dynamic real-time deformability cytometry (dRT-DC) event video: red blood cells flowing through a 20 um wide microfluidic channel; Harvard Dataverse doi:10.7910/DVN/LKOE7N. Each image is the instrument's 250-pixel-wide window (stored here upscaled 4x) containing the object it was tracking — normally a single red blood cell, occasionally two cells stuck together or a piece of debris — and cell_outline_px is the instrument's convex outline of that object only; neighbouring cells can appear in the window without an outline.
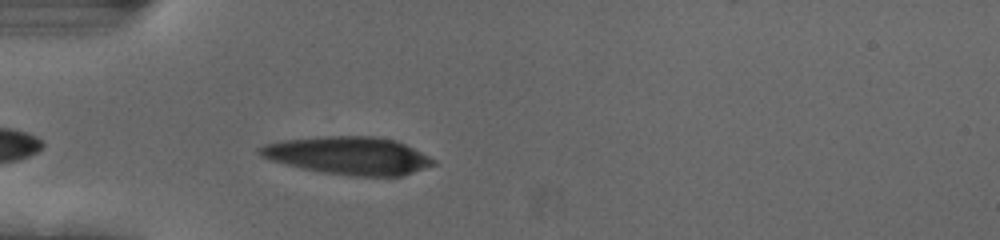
{"species": "human", "species_latin": "Homo sapiens", "temperature_condition": "cold", "stored_images_in_passage": 39, "camera_frame_rate_fps": 3000, "um_per_image_px": 0.085, "donor": {"sex": "female"}, "frame": {"image": 1, "passage_image": 3, "time_ms": 0.667, "image_size_px": [1000, 240], "cell_outline_px": [[436, 164], [400, 176], [352, 176], [324, 172], [300, 168], [272, 160], [260, 156], [256, 152], [256, 148], [264, 144], [280, 140], [324, 136], [372, 136], [396, 140], [436, 160]], "centroid_in_image_um": [29.56, 13.22], "position_along_channel_um": 55.4, "area_um2": 38.09}}
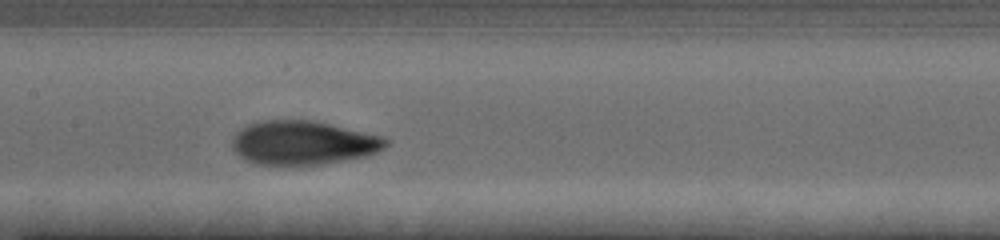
{"frame": {"image": 2, "passage_image": 14, "time_ms": 4.333, "image_size_px": [1000, 240], "cell_outline_px": [[388, 144], [384, 148], [376, 152], [364, 156], [316, 164], [256, 164], [240, 156], [232, 148], [232, 140], [248, 124], [264, 120], [308, 120], [328, 124], [380, 136], [388, 140]], "centroid_in_image_um": [25.74, 12.13], "position_along_channel_um": 181.7, "area_um2": 38.15}}
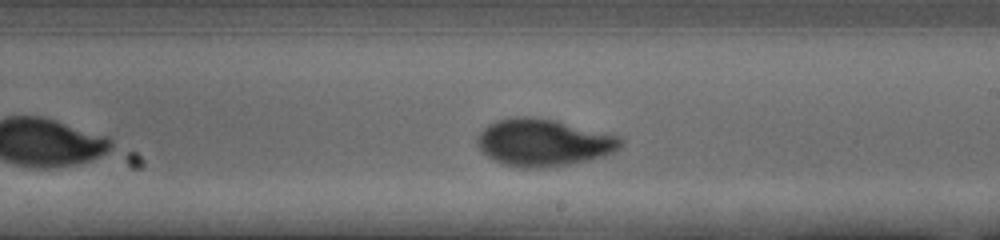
{"frame": {"image": 3, "passage_image": 19, "time_ms": 6.0, "image_size_px": [1000, 240], "cell_outline_px": [[624, 140], [620, 148], [604, 156], [588, 160], [568, 164], [544, 168], [524, 168], [504, 164], [488, 156], [476, 144], [476, 140], [480, 132], [488, 124], [496, 120], [512, 116], [528, 116], [556, 120], [620, 136]], "centroid_in_image_um": [46.2, 12.1], "position_along_channel_um": 242.8, "area_um2": 39.48}, "authors_computed_cell_mechanics": {"area_um2": 37.7434, "velocity_mm_per_s": 3.7047, "shape_relaxation_time_tau1_ms": 6.0848, "shape_relaxation_time_tau2_ms": null, "deformation_change_tau1": 0.2609, "deformation_change_tau2": null}}